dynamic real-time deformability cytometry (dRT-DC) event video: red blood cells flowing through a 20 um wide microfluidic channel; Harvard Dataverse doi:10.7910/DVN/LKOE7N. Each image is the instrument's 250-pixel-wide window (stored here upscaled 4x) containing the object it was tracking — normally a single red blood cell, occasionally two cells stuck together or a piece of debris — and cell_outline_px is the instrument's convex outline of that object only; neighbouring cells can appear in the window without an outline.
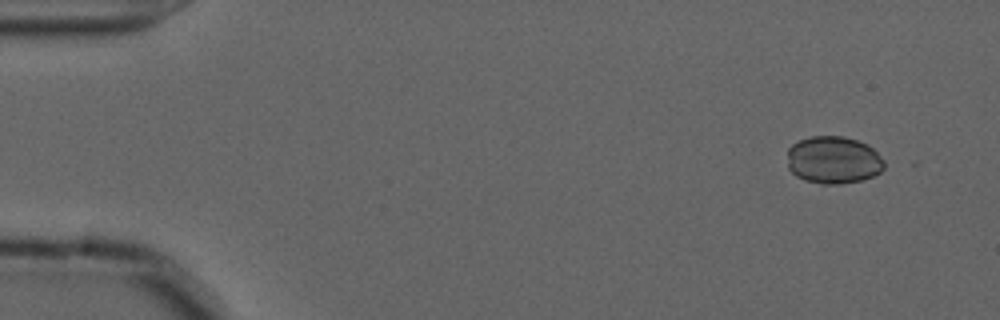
{"species": "common noctule bat (a hibernating species)", "species_latin": "Nyctalus noctula", "temperature_condition": "cold", "stored_images_in_passage": 13, "camera_frame_rate_fps": 3000, "um_per_image_px": 0.085, "animal": {"sex": "male", "forearm_length_mm": 52.5}, "frame": {"image": 1, "passage_image": 5, "time_ms": 1.333, "image_size_px": [1000, 320], "cell_outline_px": [[884, 168], [880, 172], [872, 176], [860, 180], [840, 184], [820, 184], [804, 180], [796, 176], [788, 168], [788, 148], [792, 144], [808, 136], [844, 136], [868, 144], [884, 160]], "centroid_in_image_um": [70.82, 13.6], "position_along_channel_um": 14.2, "area_um2": 26.93}}